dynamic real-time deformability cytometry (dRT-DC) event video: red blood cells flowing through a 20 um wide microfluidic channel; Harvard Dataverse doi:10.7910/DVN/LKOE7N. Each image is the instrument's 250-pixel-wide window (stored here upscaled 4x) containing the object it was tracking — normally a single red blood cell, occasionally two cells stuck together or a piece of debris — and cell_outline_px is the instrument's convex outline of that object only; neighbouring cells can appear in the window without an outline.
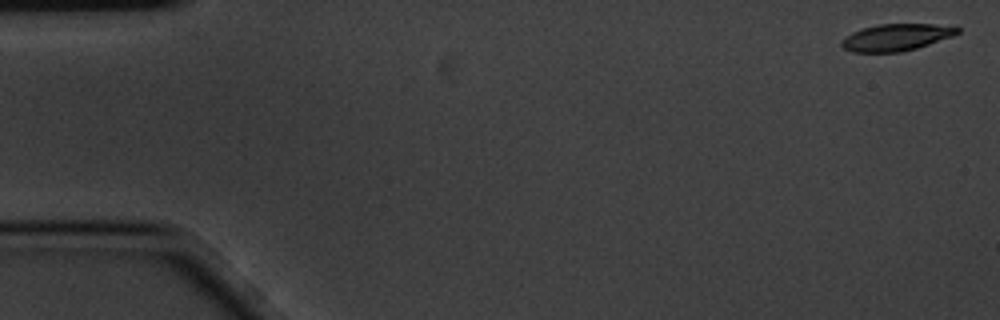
{"species": "common noctule bat (a hibernating species)", "species_latin": "Nyctalus noctula", "temperature_condition": "cold", "stored_images_in_passage": 5, "camera_frame_rate_fps": 3000, "um_per_image_px": 0.085, "animal": {"sex": "male", "body_mass_g": 20.1, "forearm_length_mm": 53.5}, "frame": {"image": 1, "passage_image": 1, "time_ms": 0.0, "image_size_px": [1000, 320], "cell_outline_px": [[960, 32], [952, 36], [916, 48], [900, 52], [852, 52], [844, 48], [840, 44], [840, 40], [844, 36], [852, 32], [864, 28], [880, 24], [956, 24], [960, 28]], "centroid_in_image_um": [76.21, 3.16], "position_along_channel_um": 8.8, "area_um2": 18.32}}